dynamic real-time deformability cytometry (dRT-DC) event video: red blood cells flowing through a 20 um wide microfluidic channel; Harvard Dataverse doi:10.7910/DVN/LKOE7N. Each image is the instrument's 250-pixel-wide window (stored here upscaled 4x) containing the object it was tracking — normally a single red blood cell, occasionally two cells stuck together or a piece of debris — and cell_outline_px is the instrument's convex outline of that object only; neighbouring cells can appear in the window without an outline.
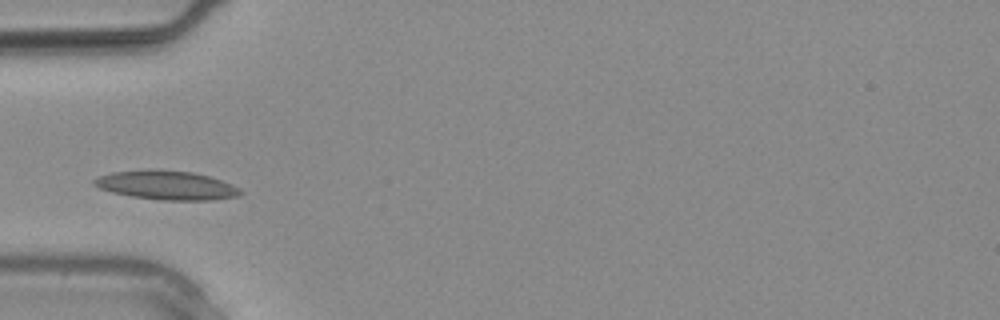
{"species": "common noctule bat (a hibernating species)", "species_latin": "Nyctalus noctula", "temperature_condition": "warm", "stored_images_in_passage": 1, "camera_frame_rate_fps": 3000, "um_per_image_px": 0.085, "animal": {"sex": "male", "body_mass_g": 20.4}, "frame": {"image": 1, "passage_image": 1, "time_ms": 0.0, "image_size_px": [1000, 320], "cell_outline_px": [[244, 192], [240, 196], [212, 200], [160, 200], [132, 196], [112, 192], [100, 188], [92, 184], [92, 180], [100, 176], [112, 172], [156, 168], [192, 172], [208, 176], [232, 184], [240, 188]], "centroid_in_image_um": [14.17, 15.73], "position_along_channel_um": 70.8, "area_um2": 24.91}}